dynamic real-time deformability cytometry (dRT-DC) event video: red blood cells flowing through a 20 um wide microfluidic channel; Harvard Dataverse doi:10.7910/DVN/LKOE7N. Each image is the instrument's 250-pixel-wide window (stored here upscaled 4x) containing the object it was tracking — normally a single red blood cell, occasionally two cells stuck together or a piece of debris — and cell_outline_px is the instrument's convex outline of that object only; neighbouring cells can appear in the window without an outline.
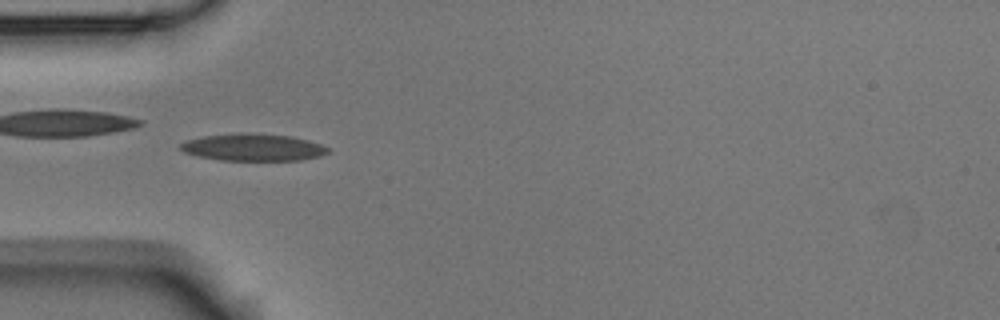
{"species": "Egyptian fruit bat (a non-hibernating species)", "species_latin": "Rousettus aegyptiacus", "temperature_condition": "room temperature", "stored_images_in_passage": 13, "camera_frame_rate_fps": 3000, "um_per_image_px": 0.085, "animal": {"sex": "male"}, "frame": {"image": 1, "passage_image": 4, "time_ms": 4.333, "image_size_px": [1000, 320], "cell_outline_px": [[328, 152], [320, 156], [300, 160], [220, 160], [200, 156], [184, 152], [180, 148], [180, 144], [188, 140], [204, 136], [240, 132], [292, 136], [308, 140], [320, 144], [328, 148]], "centroid_in_image_um": [21.52, 12.51], "position_along_channel_um": 63.5, "area_um2": 23.12}}
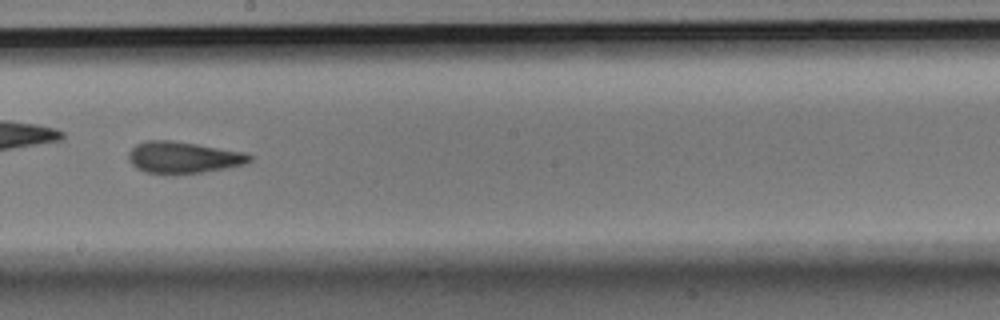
{"frame": {"image": 2, "passage_image": 8, "time_ms": 9.0, "image_size_px": [1000, 320], "cell_outline_px": [[252, 160], [244, 164], [224, 168], [200, 172], [144, 172], [136, 168], [132, 164], [128, 156], [128, 152], [136, 144], [144, 140], [172, 140], [244, 152], [252, 156]], "centroid_in_image_um": [15.55, 13.35], "position_along_channel_um": 232.6, "area_um2": 21.73}}
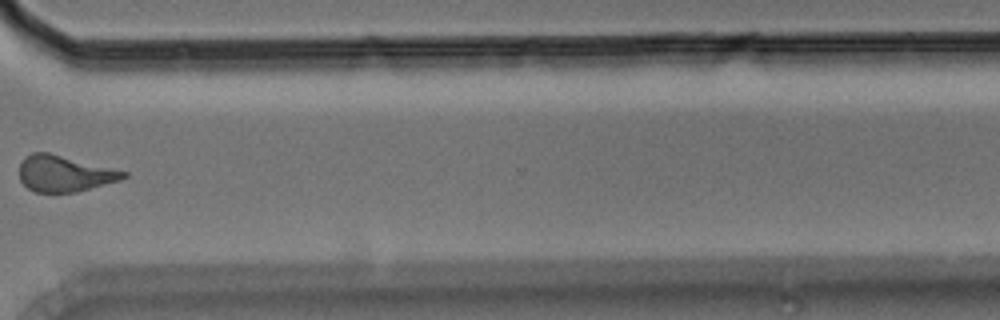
{"frame": {"image": 3, "passage_image": 11, "time_ms": 12.667, "image_size_px": [1000, 320], "cell_outline_px": [[128, 176], [120, 180], [76, 192], [36, 192], [28, 188], [20, 180], [20, 164], [24, 156], [32, 152], [48, 152], [128, 172]], "centroid_in_image_um": [5.46, 14.75], "position_along_channel_um": 365.1, "area_um2": 21.79}}